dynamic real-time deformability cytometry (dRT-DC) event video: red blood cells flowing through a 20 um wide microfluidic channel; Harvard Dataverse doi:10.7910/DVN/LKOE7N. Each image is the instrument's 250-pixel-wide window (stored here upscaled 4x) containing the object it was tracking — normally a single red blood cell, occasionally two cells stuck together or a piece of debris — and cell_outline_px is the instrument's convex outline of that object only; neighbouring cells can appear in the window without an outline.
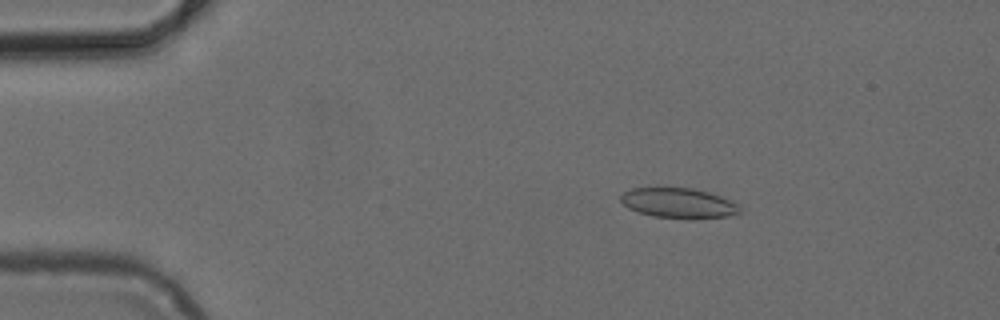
{"species": "common noctule bat (a hibernating species)", "species_latin": "Nyctalus noctula", "temperature_condition": "cold", "stored_images_in_passage": 51, "camera_frame_rate_fps": 3000, "um_per_image_px": 0.085, "animal": {"sex": "female", "body_mass_g": 24.6, "forearm_length_mm": 56.2}, "frame": {"image": 1, "passage_image": 9, "time_ms": 2.667, "image_size_px": [1000, 320], "cell_outline_px": [[740, 212], [728, 216], [652, 216], [636, 212], [628, 208], [620, 200], [620, 196], [624, 192], [632, 188], [692, 188], [708, 192], [720, 196], [740, 204]], "centroid_in_image_um": [57.63, 17.22], "position_along_channel_um": 27.4, "area_um2": 20.06}}
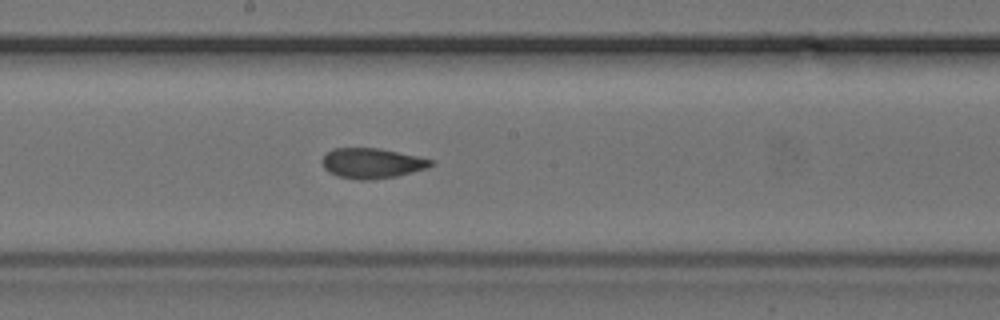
{"frame": {"image": 2, "passage_image": 28, "time_ms": 9.0, "image_size_px": [1000, 320], "cell_outline_px": [[436, 164], [428, 168], [396, 176], [372, 180], [360, 180], [336, 176], [328, 172], [324, 168], [320, 160], [332, 148], [376, 148], [436, 160]], "centroid_in_image_um": [31.61, 13.88], "position_along_channel_um": 216.6, "area_um2": 19.25}}
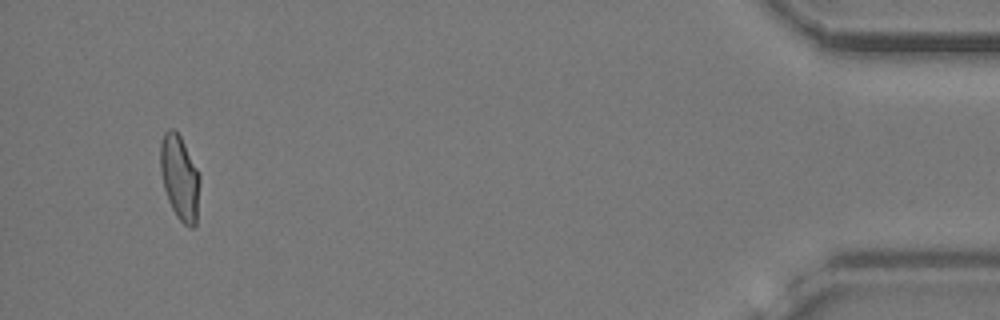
{"frame": {"image": 3, "passage_image": 49, "time_ms": 16.0, "image_size_px": [1000, 320], "cell_outline_px": [[200, 180], [196, 224], [192, 228], [188, 228], [176, 216], [168, 200], [164, 188], [160, 168], [160, 144], [164, 132], [168, 128], [172, 128], [180, 136], [200, 176]], "centroid_in_image_um": [15.26, 15.12], "position_along_channel_um": 419.9, "area_um2": 19.36}}